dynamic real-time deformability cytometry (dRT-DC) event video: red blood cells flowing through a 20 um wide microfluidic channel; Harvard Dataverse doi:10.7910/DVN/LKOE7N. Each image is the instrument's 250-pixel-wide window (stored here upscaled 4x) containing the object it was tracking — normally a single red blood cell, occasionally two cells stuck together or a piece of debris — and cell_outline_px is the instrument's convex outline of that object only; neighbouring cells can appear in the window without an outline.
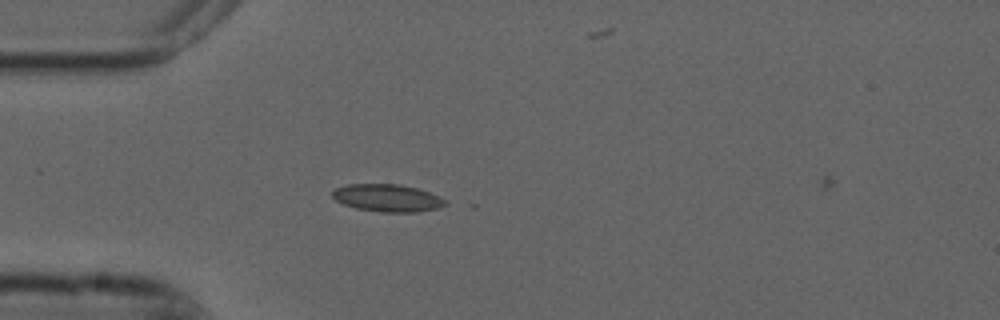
{"species": "common noctule bat (a hibernating species)", "species_latin": "Nyctalus noctula", "temperature_condition": "cold", "stored_images_in_passage": 4, "camera_frame_rate_fps": 3000, "um_per_image_px": 0.085, "animal": {"sex": "male", "forearm_length_mm": 52.5}, "frame": {"image": 1, "passage_image": 4, "time_ms": 1.0, "image_size_px": [1000, 320], "cell_outline_px": [[448, 204], [436, 208], [416, 212], [380, 212], [356, 208], [344, 204], [336, 200], [332, 196], [332, 192], [336, 188], [348, 184], [400, 184], [416, 188], [428, 192], [448, 200]], "centroid_in_image_um": [32.94, 16.82], "position_along_channel_um": 52.1, "area_um2": 17.98}}